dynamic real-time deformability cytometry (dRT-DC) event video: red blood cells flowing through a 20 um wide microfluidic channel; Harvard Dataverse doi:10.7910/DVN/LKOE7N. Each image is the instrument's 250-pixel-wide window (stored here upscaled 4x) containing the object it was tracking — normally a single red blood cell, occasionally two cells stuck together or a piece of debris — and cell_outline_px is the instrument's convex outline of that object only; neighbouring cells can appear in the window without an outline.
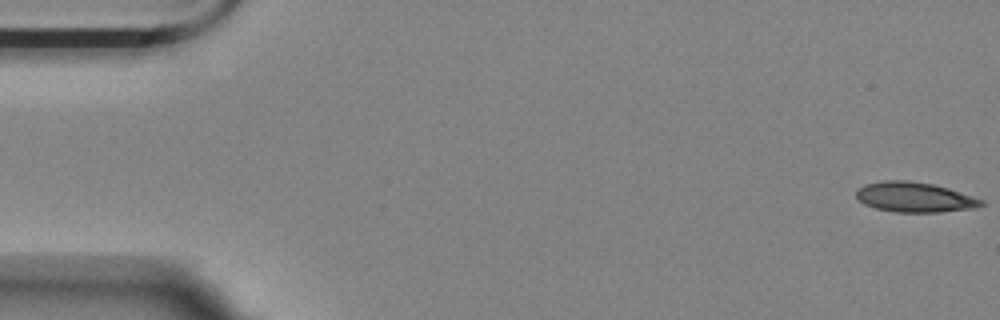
{"species": "Egyptian fruit bat (a non-hibernating species)", "species_latin": "Rousettus aegyptiacus", "temperature_condition": "room temperature", "stored_images_in_passage": 54, "camera_frame_rate_fps": 3000, "um_per_image_px": 0.085, "animal": {"sex": "female"}, "frame": {"image": 1, "passage_image": 1, "time_ms": 0.0, "image_size_px": [1000, 320], "cell_outline_px": [[984, 204], [972, 208], [940, 212], [896, 212], [876, 208], [864, 204], [856, 196], [856, 188], [864, 184], [884, 180], [908, 180], [932, 184], [948, 188], [984, 200]], "centroid_in_image_um": [77.7, 16.75], "position_along_channel_um": 7.3, "area_um2": 21.79}}
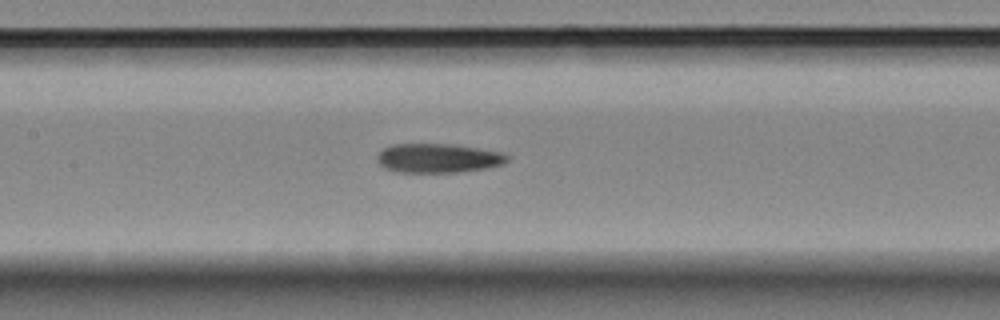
{"frame": {"image": 2, "passage_image": 26, "time_ms": 8.333, "image_size_px": [1000, 320], "cell_outline_px": [[508, 160], [500, 164], [484, 168], [456, 172], [396, 172], [384, 168], [380, 164], [380, 152], [384, 148], [392, 144], [452, 144], [500, 152], [508, 156]], "centroid_in_image_um": [37.21, 13.44], "position_along_channel_um": 170.2, "area_um2": 21.62}}
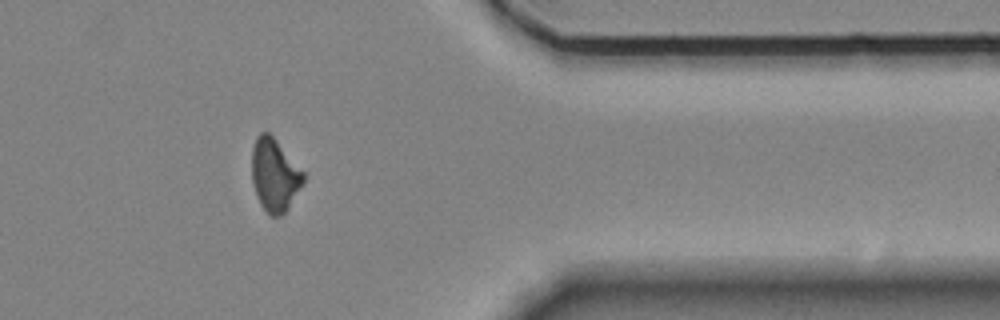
{"frame": {"image": 3, "passage_image": 46, "time_ms": 15.0, "image_size_px": [1000, 320], "cell_outline_px": [[304, 180], [288, 208], [280, 216], [272, 216], [260, 204], [252, 180], [252, 148], [256, 136], [260, 132], [268, 132], [276, 140], [304, 172]], "centroid_in_image_um": [23.32, 14.85], "position_along_channel_um": 388.1, "area_um2": 21.44}}